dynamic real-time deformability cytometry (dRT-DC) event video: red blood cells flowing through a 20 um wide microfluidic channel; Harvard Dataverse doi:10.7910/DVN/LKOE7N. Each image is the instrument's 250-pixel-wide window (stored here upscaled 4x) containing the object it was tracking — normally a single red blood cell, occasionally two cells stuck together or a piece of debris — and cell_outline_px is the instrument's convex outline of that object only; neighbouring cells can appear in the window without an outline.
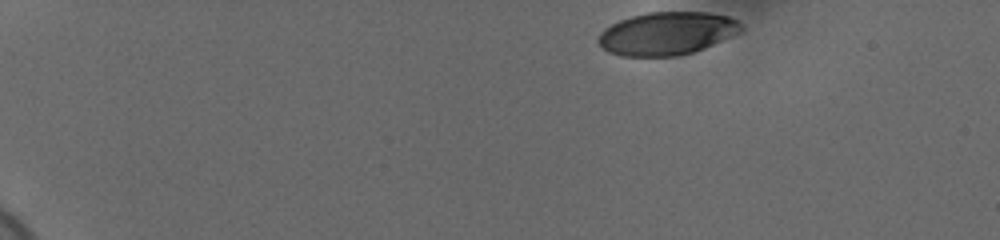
{"species": "human", "species_latin": "Homo sapiens", "temperature_condition": "cold", "stored_images_in_passage": 42, "camera_frame_rate_fps": 3000, "um_per_image_px": 0.085, "donor": {"sex": "female"}, "frame": {"image": 1, "passage_image": 1, "time_ms": 0.0, "image_size_px": [1000, 240], "cell_outline_px": [[744, 28], [740, 32], [704, 48], [680, 56], [620, 56], [608, 52], [596, 40], [600, 32], [604, 28], [620, 20], [632, 16], [648, 12], [708, 12], [728, 16], [736, 20]], "centroid_in_image_um": [56.67, 2.84], "position_along_channel_um": 28.3, "area_um2": 35.72}}
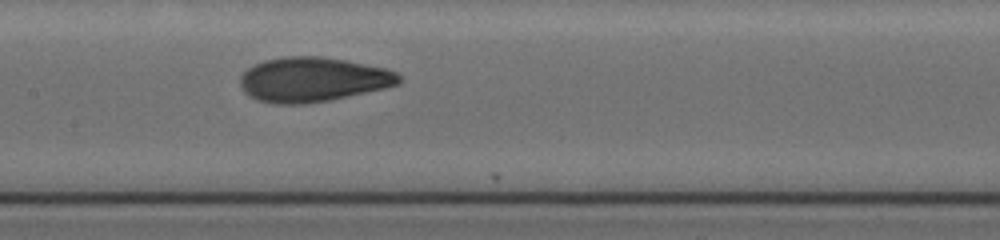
{"frame": {"image": 2, "passage_image": 23, "time_ms": 7.333, "image_size_px": [1000, 240], "cell_outline_px": [[400, 84], [384, 88], [332, 100], [304, 104], [276, 104], [256, 100], [248, 96], [240, 88], [240, 76], [248, 68], [264, 60], [284, 56], [320, 56], [344, 60], [388, 68], [396, 72], [400, 76]], "centroid_in_image_um": [26.57, 6.77], "position_along_channel_um": 180.8, "area_um2": 41.56}}
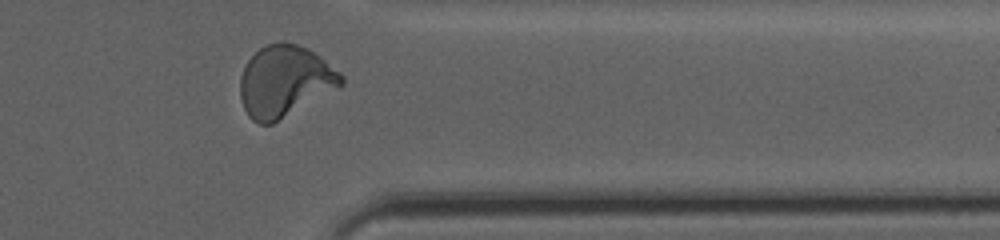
{"frame": {"image": 3, "passage_image": 40, "time_ms": 13.0, "image_size_px": [1000, 240], "cell_outline_px": [[344, 84], [272, 124], [260, 124], [252, 120], [248, 116], [244, 108], [240, 96], [240, 76], [248, 60], [260, 48], [268, 44], [280, 40], [296, 44], [308, 48], [320, 56], [340, 72], [344, 76]], "centroid_in_image_um": [24.2, 6.89], "position_along_channel_um": 387.2, "area_um2": 41.85}, "authors_computed_cell_mechanics": {"area_um2": 39.9109, "velocity_mm_per_s": 3.6875, "shape_relaxation_time_tau1_ms": 4.451, "shape_relaxation_time_tau2_ms": 1.0001, "deformation_change_tau1": 0.1735, "deformation_change_tau2": 0.0632}}